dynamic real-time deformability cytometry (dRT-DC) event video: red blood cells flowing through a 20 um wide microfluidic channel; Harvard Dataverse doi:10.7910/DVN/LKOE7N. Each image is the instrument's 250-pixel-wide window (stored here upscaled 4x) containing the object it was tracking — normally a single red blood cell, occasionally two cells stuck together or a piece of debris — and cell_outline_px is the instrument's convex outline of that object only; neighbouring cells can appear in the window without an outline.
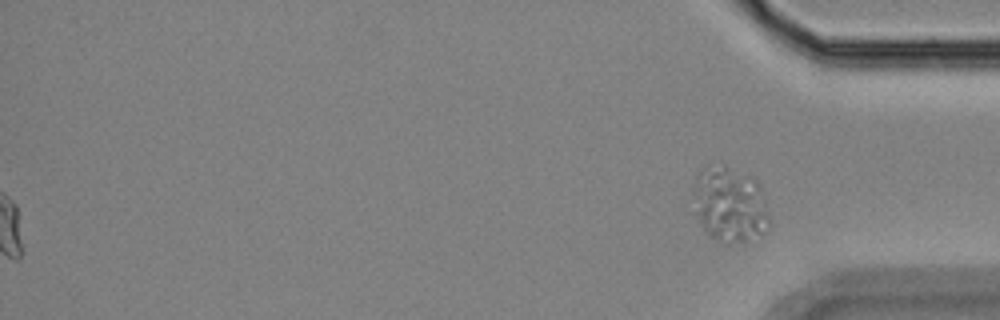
{"species": "Egyptian fruit bat (a non-hibernating species)", "species_latin": "Rousettus aegyptiacus", "temperature_condition": "room temperature", "stored_images_in_passage": 52, "segment_of_instrument_passage": [2, 2], "camera_frame_rate_fps": 3000, "um_per_image_px": 0.085, "animal": {"sex": "female"}, "frame": {"image": 1, "passage_image": 52, "time_ms": 17.0, "image_size_px": [1000, 320], "cell_outline_px": [[768, 228], [764, 236], [752, 244], [708, 236], [700, 220], [692, 196], [696, 176], [704, 164], [724, 164], [756, 180], [760, 184], [768, 212]], "centroid_in_image_um": [62.06, 17.36], "position_along_channel_um": 373.1, "area_um2": 33.64}}